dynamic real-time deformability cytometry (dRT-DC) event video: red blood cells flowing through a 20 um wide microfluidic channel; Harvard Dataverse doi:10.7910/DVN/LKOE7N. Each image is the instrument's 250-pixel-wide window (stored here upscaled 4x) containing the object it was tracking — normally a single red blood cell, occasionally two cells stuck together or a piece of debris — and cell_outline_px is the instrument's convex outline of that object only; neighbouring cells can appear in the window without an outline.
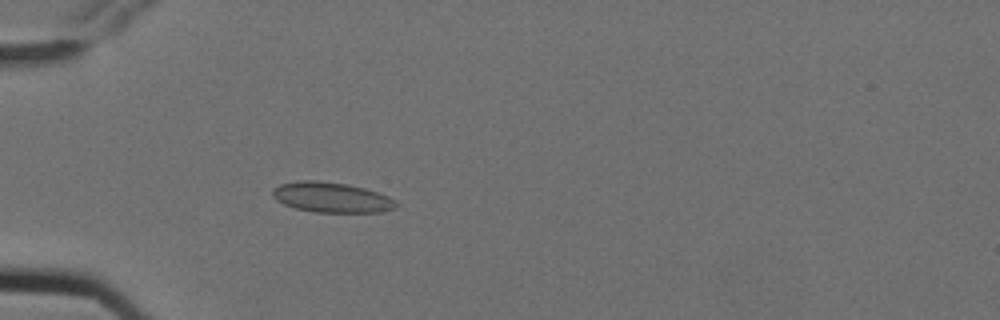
{"species": "Egyptian fruit bat (a non-hibernating species)", "species_latin": "Rousettus aegyptiacus", "temperature_condition": "cold", "stored_images_in_passage": 4, "camera_frame_rate_fps": 3000, "um_per_image_px": 0.085, "animal": {"sex": "female"}, "frame": {"image": 1, "passage_image": 4, "time_ms": 1.0, "image_size_px": [1000, 320], "cell_outline_px": [[400, 204], [396, 208], [380, 212], [316, 212], [296, 208], [284, 204], [276, 200], [272, 196], [272, 188], [280, 184], [300, 180], [320, 180], [348, 184], [364, 188], [388, 196], [396, 200]], "centroid_in_image_um": [28.19, 16.77], "position_along_channel_um": 56.8, "area_um2": 21.91}}